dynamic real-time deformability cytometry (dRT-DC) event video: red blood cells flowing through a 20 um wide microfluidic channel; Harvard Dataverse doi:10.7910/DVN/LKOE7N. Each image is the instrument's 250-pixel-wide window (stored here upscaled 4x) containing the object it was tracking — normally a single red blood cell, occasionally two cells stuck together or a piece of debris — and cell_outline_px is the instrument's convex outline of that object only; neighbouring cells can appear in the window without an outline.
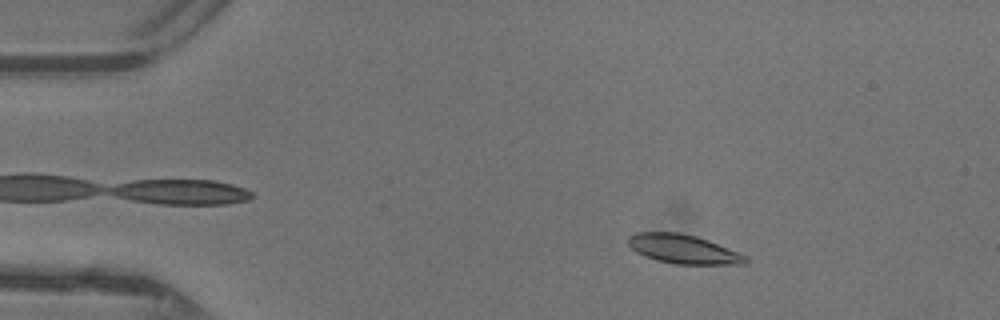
{"species": "common noctule bat (a hibernating species)", "species_latin": "Nyctalus noctula", "temperature_condition": "warm", "stored_images_in_passage": 47, "camera_frame_rate_fps": 3000, "um_per_image_px": 0.085, "animal": {"sex": "female"}, "frame": {"image": 1, "passage_image": 8, "time_ms": 2.333, "image_size_px": [1000, 320], "cell_outline_px": [[748, 260], [744, 264], [676, 264], [656, 260], [644, 256], [636, 252], [628, 244], [628, 236], [636, 232], [676, 232], [696, 236], [708, 240], [748, 256]], "centroid_in_image_um": [58.06, 21.17], "position_along_channel_um": 26.9, "area_um2": 19.83}}
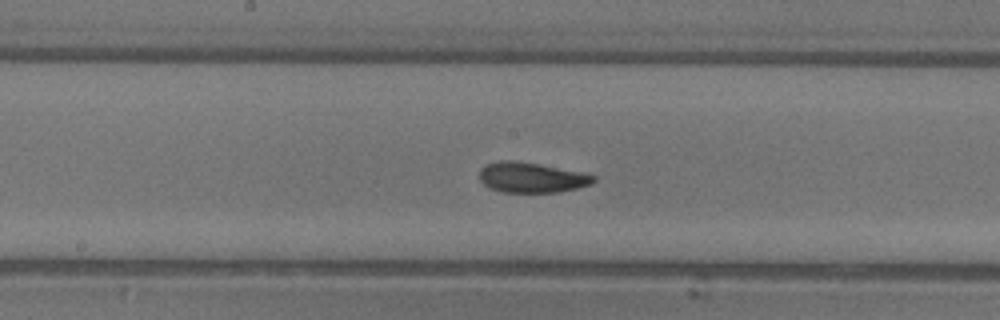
{"frame": {"image": 2, "passage_image": 25, "time_ms": 8.0, "image_size_px": [1000, 320], "cell_outline_px": [[596, 180], [592, 184], [560, 192], [504, 192], [488, 188], [480, 180], [480, 168], [484, 164], [500, 160], [512, 160], [540, 164], [596, 176]], "centroid_in_image_um": [45.13, 15.08], "position_along_channel_um": 203.1, "area_um2": 20.06}}
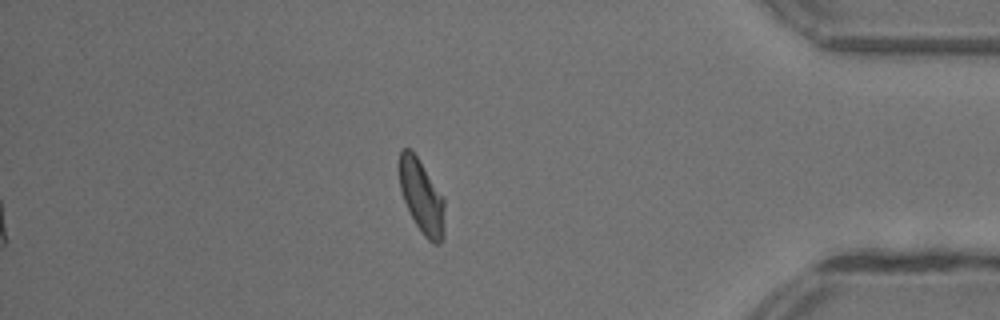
{"frame": {"image": 3, "passage_image": 41, "time_ms": 13.333, "image_size_px": [1000, 320], "cell_outline_px": [[444, 240], [440, 244], [432, 244], [420, 232], [404, 200], [400, 188], [396, 168], [396, 164], [400, 148], [408, 148], [416, 156], [444, 200]], "centroid_in_image_um": [35.79, 16.71], "position_along_channel_um": 399.4, "area_um2": 19.59}, "authors_computed_cell_mechanics": {"area_um2": 19.8254, "velocity_mm_per_s": 4.3773, "shape_relaxation_time_tau1_ms": 5.6117, "shape_relaxation_time_tau2_ms": 1.7538, "deformation_change_tau1": 0.1722, "deformation_change_tau2": 0.0757}}